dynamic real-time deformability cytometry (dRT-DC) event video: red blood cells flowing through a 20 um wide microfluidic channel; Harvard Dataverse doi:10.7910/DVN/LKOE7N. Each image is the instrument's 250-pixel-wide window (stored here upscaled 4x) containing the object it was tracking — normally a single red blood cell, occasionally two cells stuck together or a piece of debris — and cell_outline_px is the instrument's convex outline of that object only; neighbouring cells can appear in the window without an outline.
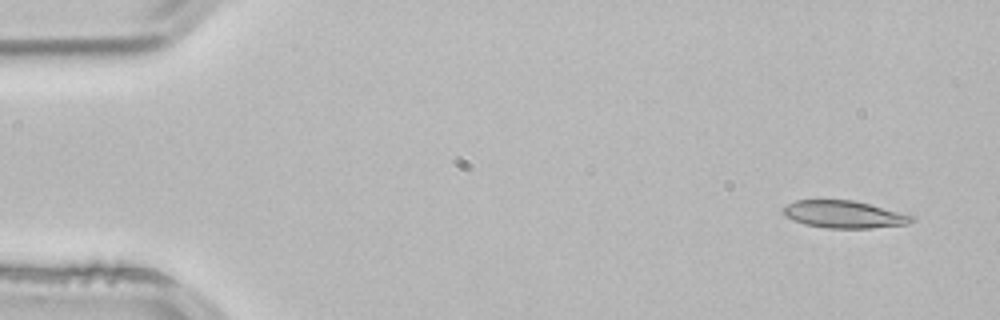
{"species": "common noctule bat (a hibernating species)", "species_latin": "Nyctalus noctula", "temperature_condition": "room temperature", "stored_images_in_passage": 3, "camera_frame_rate_fps": 3000, "um_per_image_px": 0.085, "animal": {"sex": "male", "body_mass_g": 21.5, "forearm_length_mm": 52.0}, "frame": {"image": 1, "passage_image": 1, "time_ms": 0.0, "image_size_px": [1000, 320], "cell_outline_px": [[916, 220], [908, 224], [872, 228], [828, 228], [804, 224], [792, 220], [784, 216], [784, 208], [788, 204], [796, 200], [852, 200], [916, 216]], "centroid_in_image_um": [71.77, 18.23], "position_along_channel_um": 13.2, "area_um2": 20.4}}
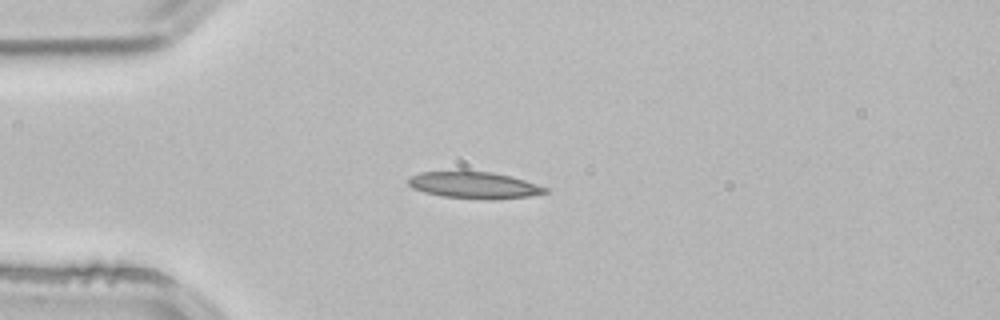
{"frame": {"image": 2, "passage_image": 3, "time_ms": 0.667, "image_size_px": [1000, 320], "cell_outline_px": [[548, 192], [528, 196], [496, 200], [484, 200], [440, 196], [424, 192], [412, 188], [408, 184], [408, 176], [420, 172], [460, 168], [492, 172], [524, 180], [548, 188]], "centroid_in_image_um": [40.21, 15.7], "position_along_channel_um": 44.8, "area_um2": 22.25}}